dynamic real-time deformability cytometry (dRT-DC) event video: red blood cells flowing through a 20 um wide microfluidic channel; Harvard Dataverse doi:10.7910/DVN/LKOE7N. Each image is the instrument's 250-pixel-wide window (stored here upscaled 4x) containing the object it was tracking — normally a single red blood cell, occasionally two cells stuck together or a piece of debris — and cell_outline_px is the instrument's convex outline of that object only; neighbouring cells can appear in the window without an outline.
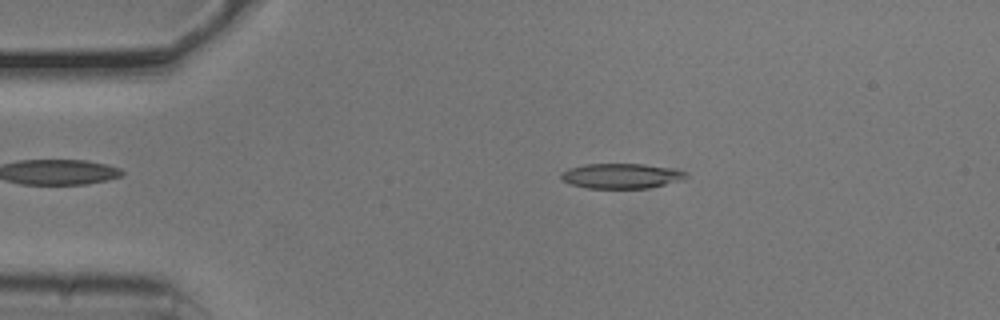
{"species": "common noctule bat (a hibernating species)", "species_latin": "Nyctalus noctula", "temperature_condition": "cold", "stored_images_in_passage": 53, "camera_frame_rate_fps": 3000, "um_per_image_px": 0.085, "animal": {"sex": "male", "body_mass_g": 20.5, "forearm_length_mm": 52.5}, "frame": {"image": 1, "passage_image": 10, "time_ms": 3.0, "image_size_px": [1000, 320], "cell_outline_px": [[688, 176], [680, 180], [648, 188], [588, 188], [572, 184], [564, 180], [560, 176], [560, 172], [568, 168], [588, 164], [644, 164], [676, 168], [688, 172]], "centroid_in_image_um": [52.84, 14.94], "position_along_channel_um": 32.2, "area_um2": 18.21}}
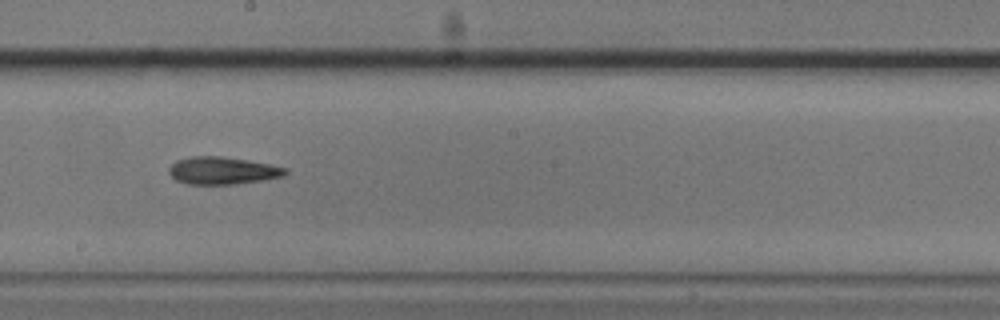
{"frame": {"image": 2, "passage_image": 29, "time_ms": 9.333, "image_size_px": [1000, 320], "cell_outline_px": [[288, 172], [284, 176], [264, 180], [232, 184], [188, 184], [176, 180], [168, 172], [168, 168], [176, 160], [192, 156], [220, 156], [248, 160], [288, 168]], "centroid_in_image_um": [18.91, 14.5], "position_along_channel_um": 229.3, "area_um2": 18.61}}
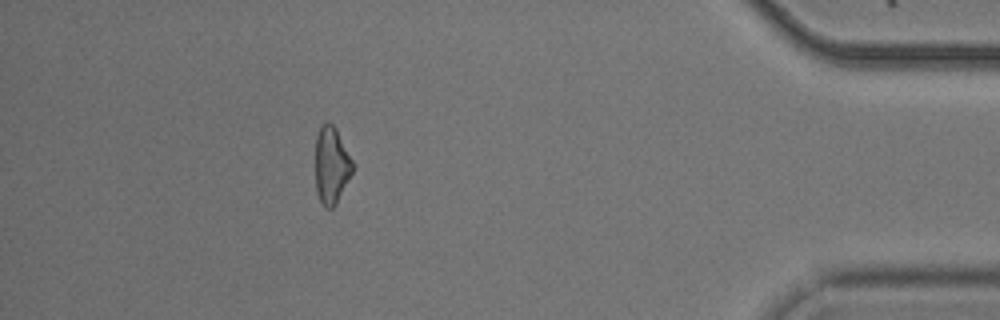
{"frame": {"image": 3, "passage_image": 47, "time_ms": 15.333, "image_size_px": [1000, 320], "cell_outline_px": [[356, 164], [336, 204], [332, 208], [328, 208], [320, 200], [316, 192], [316, 136], [320, 128], [328, 120], [336, 128]], "centroid_in_image_um": [28.2, 14.01], "position_along_channel_um": 407.0, "area_um2": 16.76}, "authors_computed_cell_mechanics": {"area_um2": 18.1492, "velocity_mm_per_s": 3.8006, "shape_relaxation_time_tau1_ms": 9.5663, "shape_relaxation_time_tau2_ms": null, "deformation_change_tau1": 0.2346, "deformation_change_tau2": null}}